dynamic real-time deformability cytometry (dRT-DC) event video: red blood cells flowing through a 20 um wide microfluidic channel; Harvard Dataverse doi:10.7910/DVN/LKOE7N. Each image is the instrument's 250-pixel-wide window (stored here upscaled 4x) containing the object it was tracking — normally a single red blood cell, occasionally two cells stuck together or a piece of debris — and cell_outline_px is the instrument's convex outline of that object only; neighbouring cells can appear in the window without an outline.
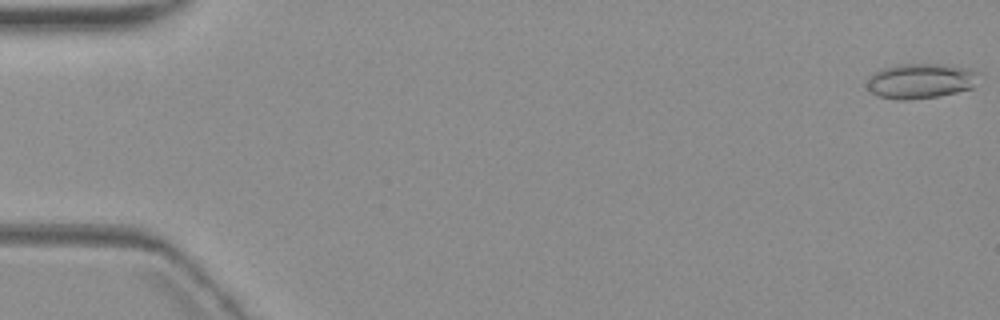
{"species": "common noctule bat (a hibernating species)", "species_latin": "Nyctalus noctula", "temperature_condition": "warm", "stored_images_in_passage": 7, "camera_frame_rate_fps": 3000, "um_per_image_px": 0.085, "animal": {"sex": "female", "body_mass_g": 19.3, "forearm_length_mm": 54.1}, "frame": {"image": 1, "passage_image": 1, "time_ms": 0.0, "image_size_px": [1000, 320], "cell_outline_px": [[980, 72], [972, 88], [956, 92], [936, 96], [908, 100], [896, 100], [880, 96], [872, 92], [868, 88], [868, 76], [884, 68], [896, 64], [944, 64], [968, 68]], "centroid_in_image_um": [78.26, 6.87], "position_along_channel_um": 6.7, "area_um2": 22.72}}
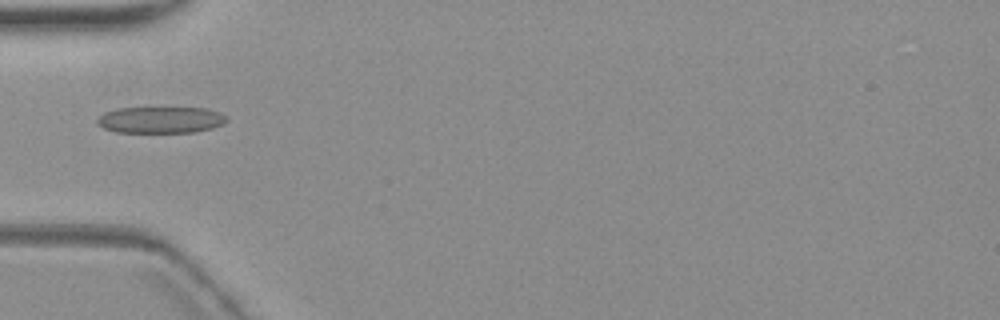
{"frame": {"image": 2, "passage_image": 5, "time_ms": 6.333, "image_size_px": [1000, 320], "cell_outline_px": [[228, 120], [224, 124], [212, 128], [196, 132], [116, 132], [104, 128], [96, 124], [96, 120], [104, 112], [116, 108], [208, 108], [220, 112]], "centroid_in_image_um": [13.65, 10.19], "position_along_channel_um": 71.3, "area_um2": 20.06}}
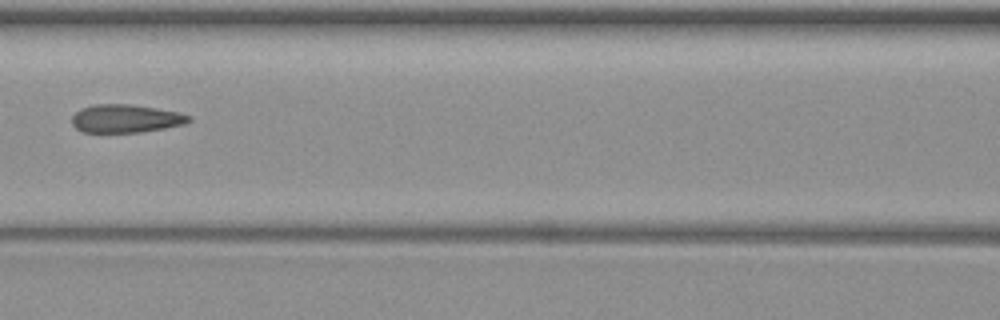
{"frame": {"image": 3, "passage_image": 7, "time_ms": 8.667, "image_size_px": [1000, 320], "cell_outline_px": [[192, 120], [184, 124], [164, 128], [140, 132], [84, 132], [76, 128], [72, 124], [72, 116], [80, 108], [92, 104], [132, 104], [180, 112], [192, 116]], "centroid_in_image_um": [10.7, 10.06], "position_along_channel_um": 155.9, "area_um2": 19.31}}